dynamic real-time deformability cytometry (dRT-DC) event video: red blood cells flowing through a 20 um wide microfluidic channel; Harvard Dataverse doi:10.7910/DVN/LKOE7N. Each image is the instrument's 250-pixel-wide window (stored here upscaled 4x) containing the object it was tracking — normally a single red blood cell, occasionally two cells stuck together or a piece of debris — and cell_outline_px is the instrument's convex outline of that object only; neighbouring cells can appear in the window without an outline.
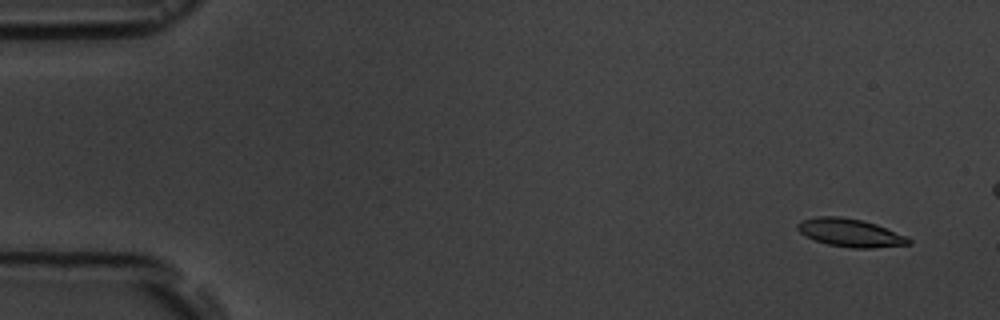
{"species": "common noctule bat (a hibernating species)", "species_latin": "Nyctalus noctula", "temperature_condition": "room temperature", "stored_images_in_passage": 5, "camera_frame_rate_fps": 3000, "um_per_image_px": 0.085, "animal": {"sex": "male", "body_mass_g": 19.5, "forearm_length_mm": 54.6}, "frame": {"image": 1, "passage_image": 1, "time_ms": 0.0, "image_size_px": [1000, 320], "cell_outline_px": [[912, 244], [872, 248], [852, 248], [828, 244], [804, 236], [796, 228], [796, 224], [800, 220], [816, 216], [840, 216], [864, 220], [876, 224], [908, 236], [912, 240]], "centroid_in_image_um": [72.28, 19.77], "position_along_channel_um": 12.7, "area_um2": 18.44}}